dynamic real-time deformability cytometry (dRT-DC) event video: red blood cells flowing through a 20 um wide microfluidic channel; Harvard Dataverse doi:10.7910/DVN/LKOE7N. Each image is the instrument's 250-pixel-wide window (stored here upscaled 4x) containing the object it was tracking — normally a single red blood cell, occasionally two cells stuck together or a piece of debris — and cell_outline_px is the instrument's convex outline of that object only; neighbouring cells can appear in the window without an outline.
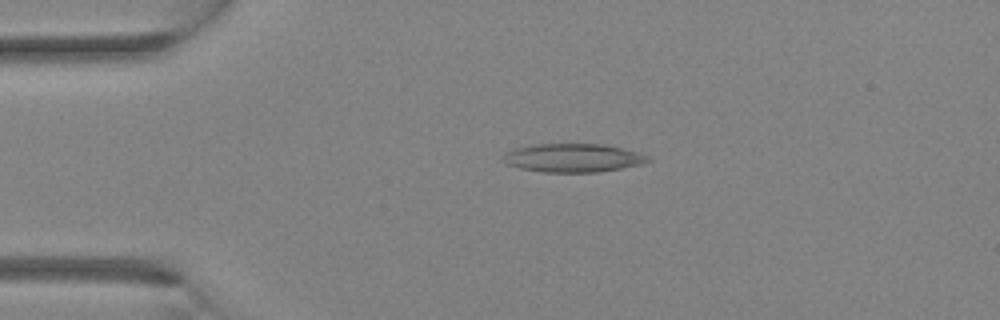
{"species": "Egyptian fruit bat (a non-hibernating species)", "species_latin": "Rousettus aegyptiacus", "temperature_condition": "room temperature", "stored_images_in_passage": 29, "camera_frame_rate_fps": 3000, "um_per_image_px": 0.085, "animal": {"sex": "female"}, "frame": {"image": 1, "passage_image": 4, "time_ms": 1.0, "image_size_px": [1000, 320], "cell_outline_px": [[652, 160], [640, 164], [600, 172], [544, 172], [520, 168], [508, 164], [504, 160], [504, 152], [516, 148], [532, 144], [604, 144], [636, 152]], "centroid_in_image_um": [48.66, 13.42], "position_along_channel_um": 36.3, "area_um2": 23.7}}
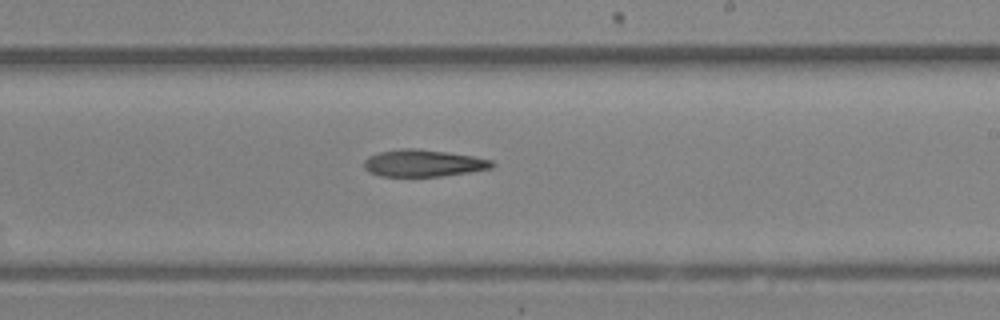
{"frame": {"image": 2, "passage_image": 16, "time_ms": 5.0, "image_size_px": [1000, 320], "cell_outline_px": [[496, 164], [492, 168], [468, 172], [440, 176], [380, 176], [368, 172], [364, 168], [364, 160], [368, 156], [380, 152], [400, 148], [416, 148], [448, 152], [472, 156], [492, 160]], "centroid_in_image_um": [35.96, 13.86], "position_along_channel_um": 253.0, "area_um2": 20.17}}
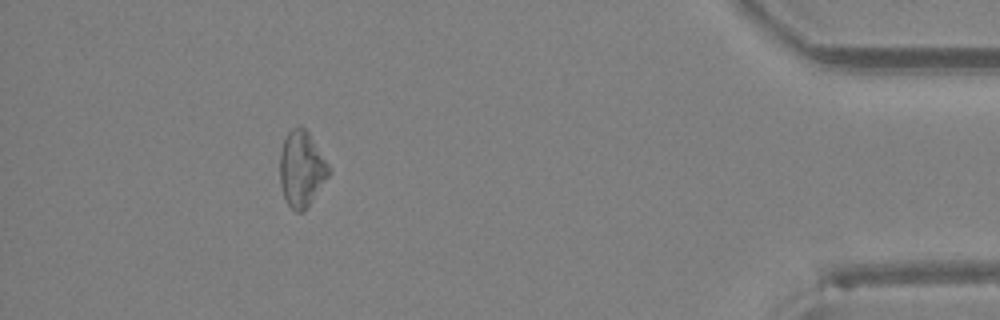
{"frame": {"image": 3, "passage_image": 26, "time_ms": 8.333, "image_size_px": [1000, 320], "cell_outline_px": [[332, 172], [304, 212], [296, 212], [288, 204], [284, 196], [280, 184], [280, 152], [284, 140], [288, 132], [292, 128], [300, 124], [308, 132], [328, 164]], "centroid_in_image_um": [25.64, 14.36], "position_along_channel_um": 409.6, "area_um2": 21.56}}